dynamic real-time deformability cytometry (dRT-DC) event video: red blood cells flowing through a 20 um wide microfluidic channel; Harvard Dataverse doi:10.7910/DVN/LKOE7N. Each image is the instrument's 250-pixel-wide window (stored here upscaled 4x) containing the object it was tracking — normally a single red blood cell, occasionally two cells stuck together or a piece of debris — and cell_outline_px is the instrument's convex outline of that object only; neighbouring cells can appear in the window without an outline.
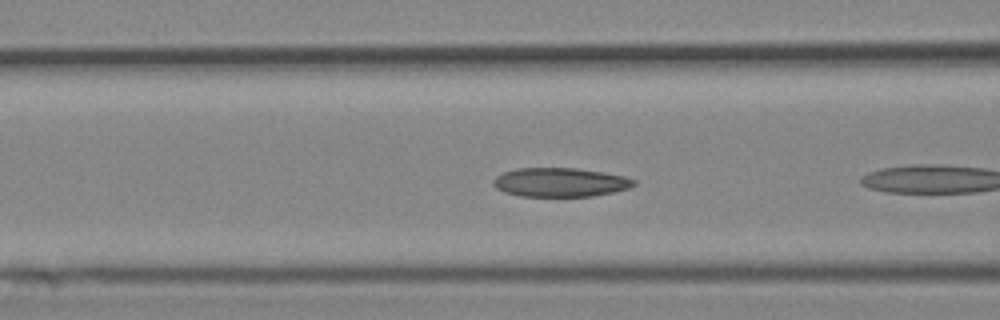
{"species": "Egyptian fruit bat (a non-hibernating species)", "species_latin": "Rousettus aegyptiacus", "temperature_condition": "cold", "stored_images_in_passage": 6, "camera_frame_rate_fps": 3000, "um_per_image_px": 0.085, "animal": {"sex": "female"}, "frame": {"image": 1, "passage_image": 5, "time_ms": 1.333, "image_size_px": [1000, 320], "cell_outline_px": [[636, 184], [628, 188], [612, 192], [592, 196], [520, 196], [504, 192], [496, 188], [492, 184], [492, 180], [496, 176], [504, 172], [516, 168], [576, 168], [604, 172], [624, 176], [636, 180]], "centroid_in_image_um": [47.59, 15.49], "position_along_channel_um": 119.0, "area_um2": 23.76}}